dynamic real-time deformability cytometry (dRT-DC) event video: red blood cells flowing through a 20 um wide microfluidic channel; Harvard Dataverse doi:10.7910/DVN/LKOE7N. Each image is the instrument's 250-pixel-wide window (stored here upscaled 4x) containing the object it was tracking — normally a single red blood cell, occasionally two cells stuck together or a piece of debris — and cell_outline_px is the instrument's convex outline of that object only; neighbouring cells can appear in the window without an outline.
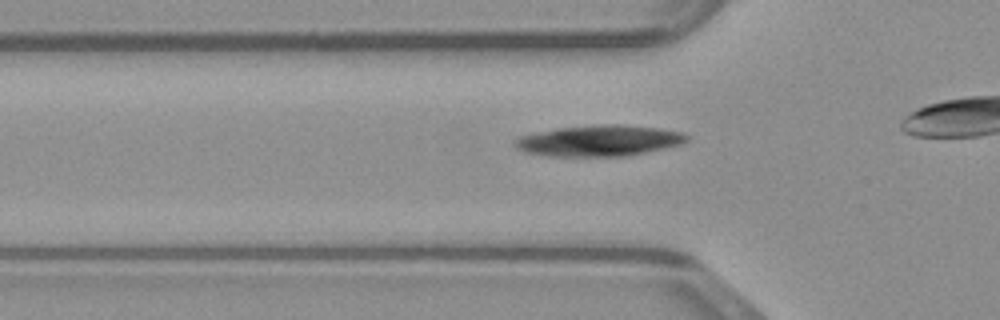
{"species": "common noctule bat (a hibernating species)", "species_latin": "Nyctalus noctula", "temperature_condition": "warm", "stored_images_in_passage": 30, "camera_frame_rate_fps": 3000, "um_per_image_px": 0.085, "animal": {"sex": "male", "body_mass_g": 23.1, "forearm_length_mm": 52.7}, "frame": {"image": 1, "passage_image": 7, "time_ms": 2.0, "image_size_px": [1000, 320], "cell_outline_px": [[688, 140], [684, 144], [628, 156], [548, 156], [524, 152], [516, 148], [516, 140], [520, 136], [536, 132], [556, 128], [600, 124], [620, 124], [660, 128], [684, 132], [688, 136]], "centroid_in_image_um": [50.98, 11.95], "position_along_channel_um": 74.8, "area_um2": 31.27}}
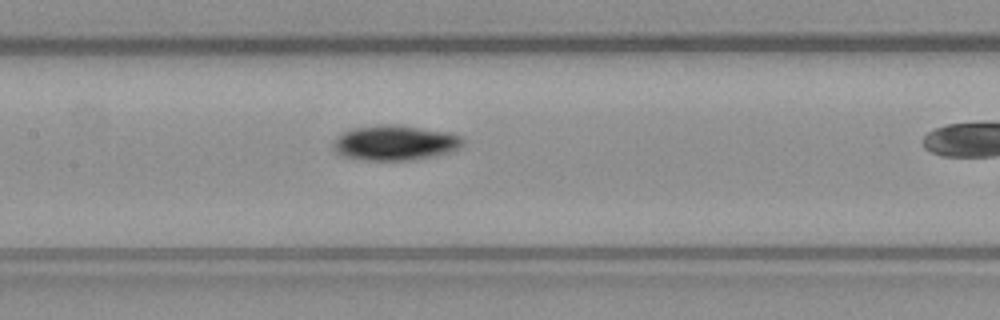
{"frame": {"image": 2, "passage_image": 14, "time_ms": 4.333, "image_size_px": [1000, 320], "cell_outline_px": [[464, 140], [456, 148], [448, 152], [432, 156], [412, 160], [364, 160], [344, 156], [336, 152], [332, 148], [332, 144], [336, 136], [352, 128], [380, 124], [396, 124], [448, 132], [460, 136]], "centroid_in_image_um": [33.5, 12.13], "position_along_channel_um": 173.9, "area_um2": 26.36}}
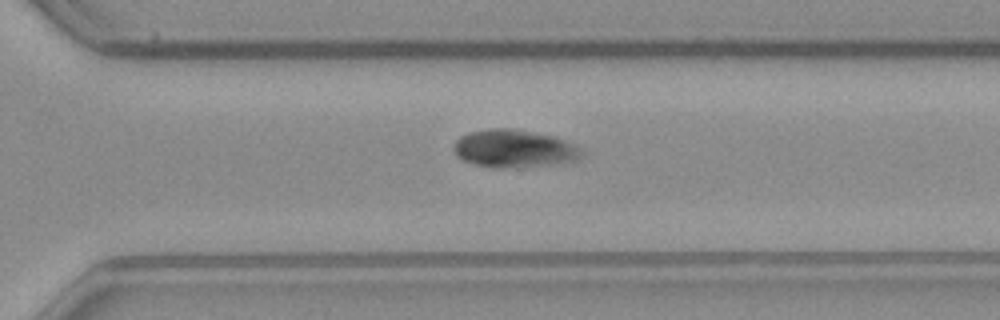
{"frame": {"image": 3, "passage_image": 25, "time_ms": 8.0, "image_size_px": [1000, 320], "cell_outline_px": [[584, 152], [580, 160], [572, 164], [508, 168], [492, 168], [472, 164], [456, 156], [452, 148], [456, 140], [460, 136], [468, 132], [488, 128], [512, 128], [556, 136], [580, 148]], "centroid_in_image_um": [43.74, 12.66], "position_along_channel_um": 326.9, "area_um2": 29.13}}